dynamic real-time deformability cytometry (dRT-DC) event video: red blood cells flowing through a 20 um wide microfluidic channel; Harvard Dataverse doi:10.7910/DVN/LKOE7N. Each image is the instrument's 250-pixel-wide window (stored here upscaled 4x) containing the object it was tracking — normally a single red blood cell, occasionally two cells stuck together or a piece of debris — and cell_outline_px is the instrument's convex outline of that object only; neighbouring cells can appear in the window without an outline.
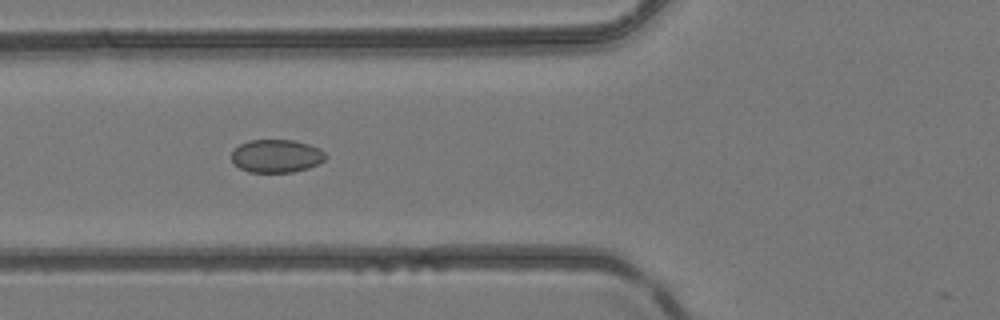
{"species": "common noctule bat (a hibernating species)", "species_latin": "Nyctalus noctula", "temperature_condition": "room temperature", "stored_images_in_passage": 7, "camera_frame_rate_fps": 3000, "um_per_image_px": 0.085, "animal": {"sex": "female", "body_mass_g": 24.6, "forearm_length_mm": 56.2}, "frame": {"image": 1, "passage_image": 6, "time_ms": 6.0, "image_size_px": [1000, 320], "cell_outline_px": [[328, 156], [324, 160], [308, 168], [292, 172], [248, 172], [232, 164], [232, 152], [240, 144], [248, 140], [296, 140], [320, 148]], "centroid_in_image_um": [23.49, 13.26], "position_along_channel_um": 102.3, "area_um2": 18.21}}
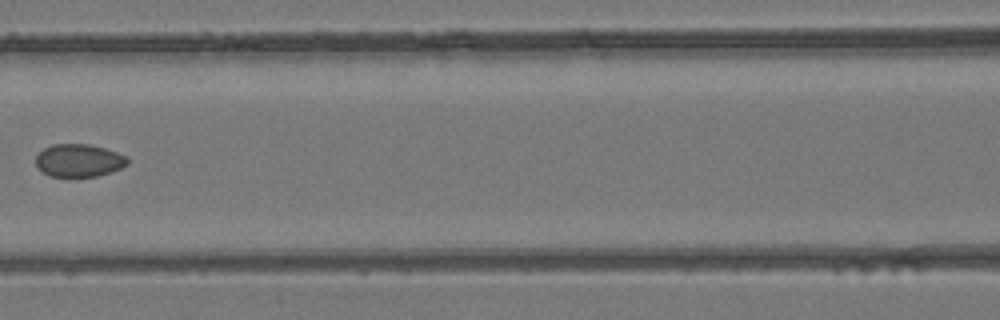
{"frame": {"image": 2, "passage_image": 7, "time_ms": 7.333, "image_size_px": [1000, 320], "cell_outline_px": [[128, 164], [120, 168], [96, 176], [48, 176], [36, 164], [36, 156], [44, 148], [52, 144], [88, 144], [104, 148], [128, 156]], "centroid_in_image_um": [6.71, 13.62], "position_along_channel_um": 159.9, "area_um2": 17.28}}